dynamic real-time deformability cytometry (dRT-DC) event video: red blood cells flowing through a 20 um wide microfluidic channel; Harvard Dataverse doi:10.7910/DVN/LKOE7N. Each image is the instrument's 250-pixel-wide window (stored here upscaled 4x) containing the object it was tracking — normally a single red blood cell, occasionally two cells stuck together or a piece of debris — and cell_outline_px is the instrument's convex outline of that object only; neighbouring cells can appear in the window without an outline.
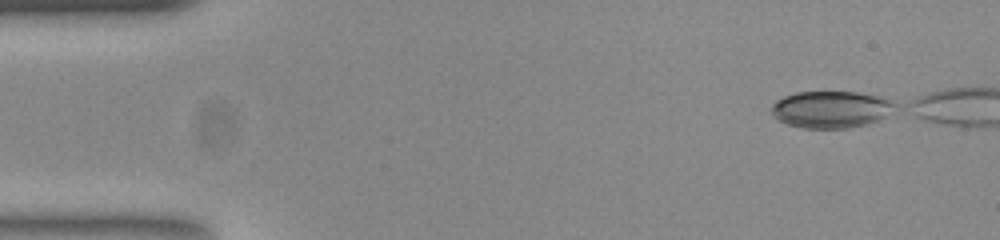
{"species": "common noctule bat (a hibernating species)", "species_latin": "Nyctalus noctula", "temperature_condition": "room temperature", "stored_images_in_passage": 41, "camera_frame_rate_fps": 3000, "um_per_image_px": 0.085, "animal": {"sex": "female", "body_mass_g": 23.0, "forearm_length_mm": 53.4}, "frame": {"image": 1, "passage_image": 1, "time_ms": 0.0, "image_size_px": [1000, 240], "cell_outline_px": [[896, 104], [884, 116], [876, 120], [864, 124], [844, 128], [804, 128], [788, 124], [772, 116], [772, 104], [776, 100], [784, 96], [796, 92], [856, 92], [876, 96], [888, 100]], "centroid_in_image_um": [70.54, 9.29], "position_along_channel_um": 14.5, "area_um2": 25.95}}
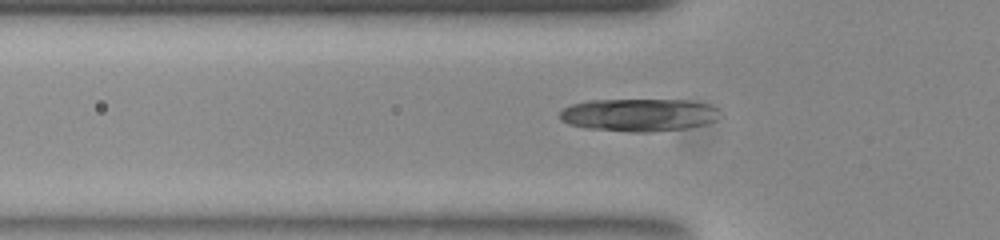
{"frame": {"image": 2, "passage_image": 14, "time_ms": 4.333, "image_size_px": [1000, 240], "cell_outline_px": [[716, 108], [712, 120], [704, 124], [684, 128], [648, 132], [636, 132], [588, 128], [568, 124], [560, 120], [560, 112], [564, 108], [572, 104], [588, 100], [684, 100], [704, 104]], "centroid_in_image_um": [54.17, 9.76], "position_along_channel_um": 71.6, "area_um2": 29.77}}
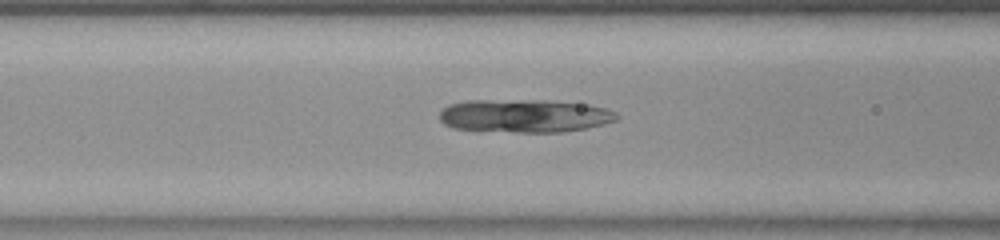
{"frame": {"image": 3, "passage_image": 18, "time_ms": 5.667, "image_size_px": [1000, 240], "cell_outline_px": [[616, 120], [584, 128], [560, 132], [520, 132], [452, 128], [444, 124], [440, 120], [440, 112], [448, 104], [468, 100], [544, 100], [580, 104], [604, 108], [616, 112]], "centroid_in_image_um": [44.5, 9.84], "position_along_channel_um": 122.1, "area_um2": 33.7}}